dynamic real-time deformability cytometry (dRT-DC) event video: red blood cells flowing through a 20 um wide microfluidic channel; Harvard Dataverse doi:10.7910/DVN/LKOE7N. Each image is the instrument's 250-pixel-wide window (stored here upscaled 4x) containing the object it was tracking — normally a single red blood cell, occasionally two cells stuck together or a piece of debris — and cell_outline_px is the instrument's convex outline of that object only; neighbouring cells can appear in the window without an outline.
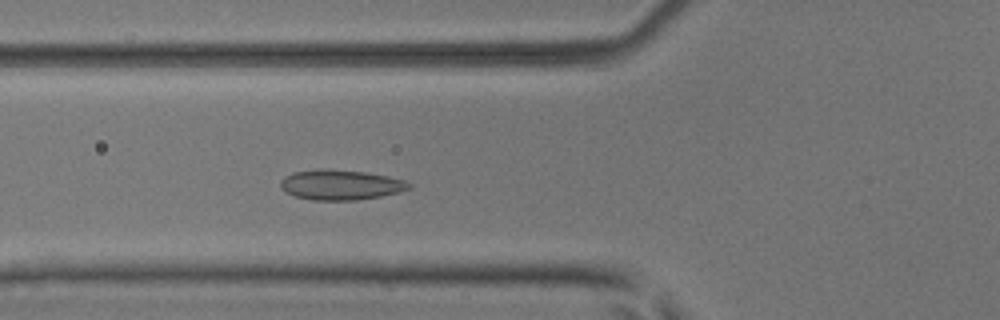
{"species": "common noctule bat (a hibernating species)", "species_latin": "Nyctalus noctula", "temperature_condition": "room temperature", "stored_images_in_passage": 39, "camera_frame_rate_fps": 3000, "um_per_image_px": 0.085, "animal": {"sex": "male", "body_mass_g": 17.9, "forearm_length_mm": 54.2}, "frame": {"image": 1, "passage_image": 6, "time_ms": 1.667, "image_size_px": [1000, 320], "cell_outline_px": [[412, 188], [400, 192], [380, 196], [356, 200], [312, 200], [296, 196], [280, 188], [280, 180], [284, 176], [292, 172], [320, 168], [324, 168], [364, 172], [388, 176], [404, 180], [412, 184]], "centroid_in_image_um": [28.95, 15.7], "position_along_channel_um": 96.8, "area_um2": 22.66}}
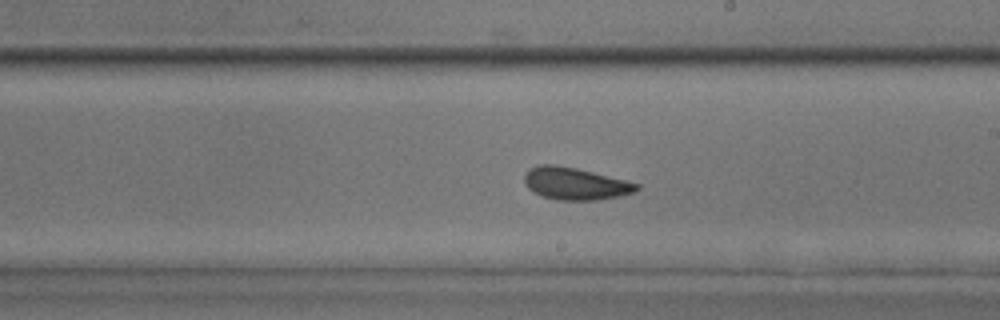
{"frame": {"image": 2, "passage_image": 17, "time_ms": 5.333, "image_size_px": [1000, 320], "cell_outline_px": [[640, 188], [636, 192], [596, 200], [560, 200], [544, 196], [528, 188], [524, 184], [524, 176], [528, 168], [540, 164], [556, 164], [576, 168], [640, 184]], "centroid_in_image_um": [48.87, 15.59], "position_along_channel_um": 240.1, "area_um2": 20.92}}
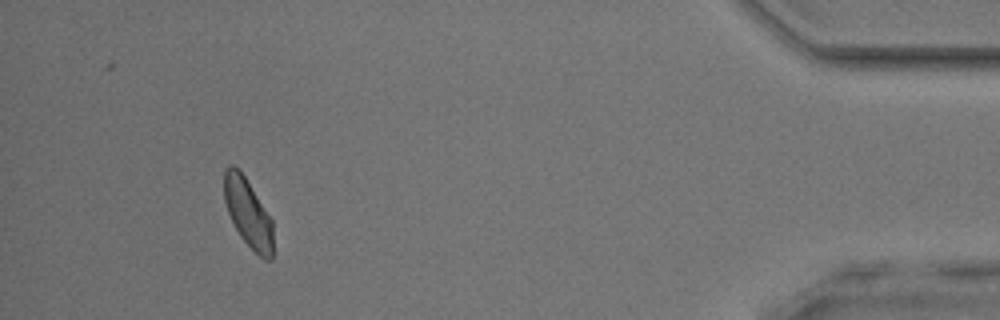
{"frame": {"image": 3, "passage_image": 35, "time_ms": 11.333, "image_size_px": [1000, 320], "cell_outline_px": [[272, 260], [264, 260], [240, 236], [228, 212], [224, 200], [224, 172], [232, 164], [244, 176], [272, 220]], "centroid_in_image_um": [21.08, 18.12], "position_along_channel_um": 414.1, "area_um2": 18.9}, "authors_computed_cell_mechanics": {"area_um2": 20.6924, "velocity_mm_per_s": 3.9176, "shape_relaxation_time_tau1_ms": 4.4582, "shape_relaxation_time_tau2_ms": 1.7559, "deformation_change_tau1": 0.1014, "deformation_change_tau2": 0.0479}}